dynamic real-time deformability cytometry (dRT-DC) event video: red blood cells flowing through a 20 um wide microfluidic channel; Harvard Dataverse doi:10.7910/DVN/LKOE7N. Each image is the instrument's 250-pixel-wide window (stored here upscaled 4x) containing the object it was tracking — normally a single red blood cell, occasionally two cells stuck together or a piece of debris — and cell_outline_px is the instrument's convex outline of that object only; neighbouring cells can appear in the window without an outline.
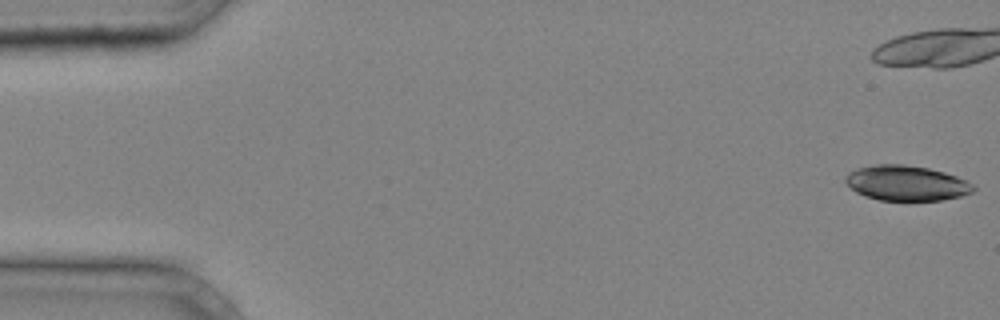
{"species": "common noctule bat (a hibernating species)", "species_latin": "Nyctalus noctula", "temperature_condition": "cold", "stored_images_in_passage": 33, "camera_frame_rate_fps": 3000, "um_per_image_px": 0.085, "animal": {"sex": "male", "body_mass_g": 20.4}, "frame": {"image": 1, "passage_image": 1, "time_ms": 0.0, "image_size_px": [1000, 320], "cell_outline_px": [[976, 188], [972, 192], [960, 196], [940, 200], [880, 200], [864, 196], [856, 192], [844, 180], [844, 176], [848, 172], [856, 168], [876, 164], [904, 164], [928, 168], [944, 172], [956, 176], [972, 184]], "centroid_in_image_um": [77.0, 15.55], "position_along_channel_um": 8.0, "area_um2": 26.13}}